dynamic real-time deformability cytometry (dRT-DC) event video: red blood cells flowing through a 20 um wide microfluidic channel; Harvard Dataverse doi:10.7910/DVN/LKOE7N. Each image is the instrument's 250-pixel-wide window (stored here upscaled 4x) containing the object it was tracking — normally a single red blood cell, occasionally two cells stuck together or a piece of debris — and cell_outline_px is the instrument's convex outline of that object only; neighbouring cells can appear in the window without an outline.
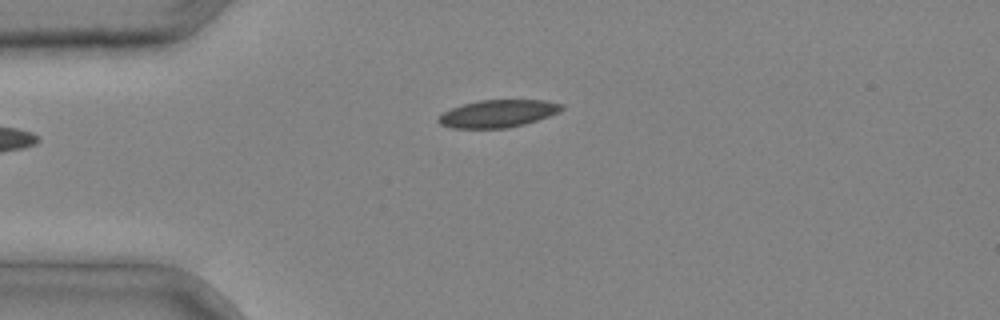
{"species": "common noctule bat (a hibernating species)", "species_latin": "Nyctalus noctula", "temperature_condition": "cold", "stored_images_in_passage": 4, "camera_frame_rate_fps": 3000, "um_per_image_px": 0.085, "animal": {"sex": "male", "body_mass_g": 20.4}, "frame": {"image": 1, "passage_image": 3, "time_ms": 0.667, "image_size_px": [1000, 320], "cell_outline_px": [[564, 108], [560, 112], [524, 124], [508, 128], [452, 128], [440, 124], [436, 120], [444, 112], [452, 108], [464, 104], [480, 100], [544, 100], [564, 104]], "centroid_in_image_um": [42.34, 9.65], "position_along_channel_um": 42.7, "area_um2": 19.65}}